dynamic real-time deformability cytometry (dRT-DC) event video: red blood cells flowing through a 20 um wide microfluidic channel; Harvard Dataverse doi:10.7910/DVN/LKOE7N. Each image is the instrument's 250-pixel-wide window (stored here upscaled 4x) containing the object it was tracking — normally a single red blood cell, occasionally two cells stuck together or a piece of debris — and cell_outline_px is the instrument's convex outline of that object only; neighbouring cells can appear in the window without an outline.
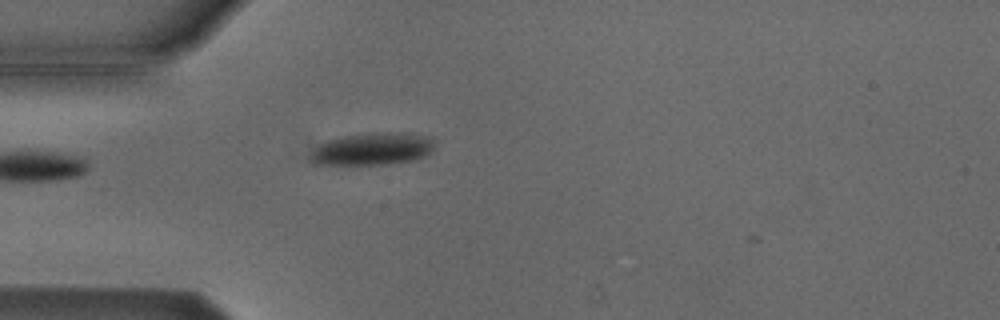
{"species": "Egyptian fruit bat (a non-hibernating species)", "species_latin": "Rousettus aegyptiacus", "temperature_condition": "cold", "stored_images_in_passage": 3, "camera_frame_rate_fps": 3000, "um_per_image_px": 0.085, "animal": {"sex": "male"}, "frame": {"image": 1, "passage_image": 3, "time_ms": 2.333, "image_size_px": [1000, 320], "cell_outline_px": [[432, 152], [428, 156], [416, 160], [388, 164], [312, 164], [312, 152], [324, 140], [344, 136], [372, 132], [404, 132], [428, 136], [432, 140]], "centroid_in_image_um": [31.71, 12.65], "position_along_channel_um": 53.3, "area_um2": 23.52}}